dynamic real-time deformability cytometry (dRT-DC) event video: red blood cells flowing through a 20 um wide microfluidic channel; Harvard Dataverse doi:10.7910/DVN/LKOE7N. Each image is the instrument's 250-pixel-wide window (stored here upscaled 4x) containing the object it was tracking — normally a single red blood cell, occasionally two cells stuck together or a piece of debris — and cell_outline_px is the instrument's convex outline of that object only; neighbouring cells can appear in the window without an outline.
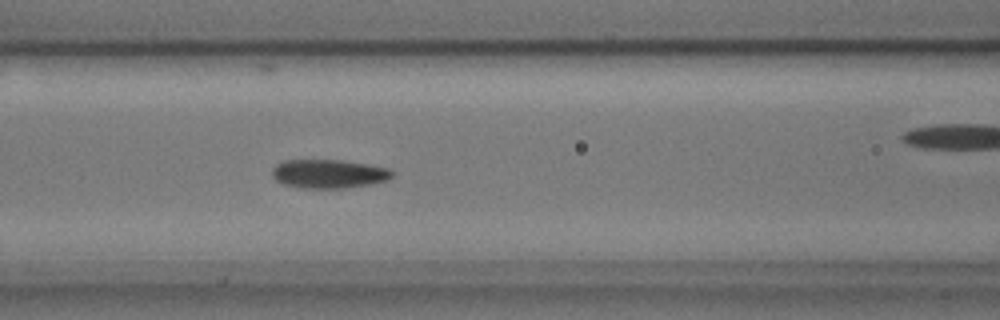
{"species": "common noctule bat (a hibernating species)", "species_latin": "Nyctalus noctula", "temperature_condition": "cold", "stored_images_in_passage": 7, "segment_of_instrument_passage": [1, 2], "camera_frame_rate_fps": 3000, "um_per_image_px": 0.085, "animal": {"sex": "male", "body_mass_g": 17.9, "forearm_length_mm": 54.2}, "frame": {"image": 1, "passage_image": 6, "time_ms": 1.667, "image_size_px": [1000, 320], "cell_outline_px": [[392, 176], [388, 180], [368, 184], [344, 188], [304, 188], [284, 184], [276, 180], [272, 176], [272, 168], [276, 164], [284, 160], [340, 160], [368, 164], [388, 168], [392, 172]], "centroid_in_image_um": [27.91, 14.76], "position_along_channel_um": 138.7, "area_um2": 20.0}}